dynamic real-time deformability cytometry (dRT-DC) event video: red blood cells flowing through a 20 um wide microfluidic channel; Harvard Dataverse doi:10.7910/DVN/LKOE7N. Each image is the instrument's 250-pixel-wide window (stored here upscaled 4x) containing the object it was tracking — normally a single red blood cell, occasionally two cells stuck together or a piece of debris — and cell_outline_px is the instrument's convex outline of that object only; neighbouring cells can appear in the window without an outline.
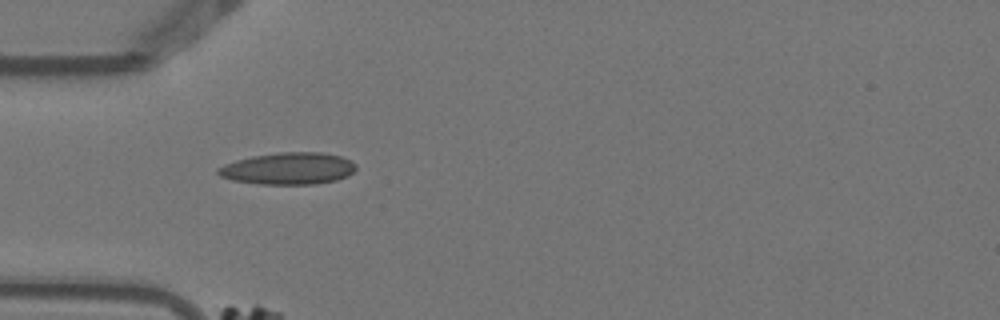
{"species": "Egyptian fruit bat (a non-hibernating species)", "species_latin": "Rousettus aegyptiacus", "temperature_condition": "warm", "stored_images_in_passage": 11, "segment_of_instrument_passage": [1, 2], "camera_frame_rate_fps": 3000, "um_per_image_px": 0.085, "animal": {"sex": "female"}, "frame": {"image": 1, "passage_image": 1, "time_ms": 0.0, "image_size_px": [1000, 320], "cell_outline_px": [[356, 168], [348, 176], [336, 180], [316, 184], [260, 184], [232, 180], [220, 176], [216, 172], [216, 168], [224, 164], [236, 160], [252, 156], [280, 152], [320, 152], [340, 156], [352, 160], [356, 164]], "centroid_in_image_um": [24.5, 14.32], "position_along_channel_um": 60.5, "area_um2": 25.78}}